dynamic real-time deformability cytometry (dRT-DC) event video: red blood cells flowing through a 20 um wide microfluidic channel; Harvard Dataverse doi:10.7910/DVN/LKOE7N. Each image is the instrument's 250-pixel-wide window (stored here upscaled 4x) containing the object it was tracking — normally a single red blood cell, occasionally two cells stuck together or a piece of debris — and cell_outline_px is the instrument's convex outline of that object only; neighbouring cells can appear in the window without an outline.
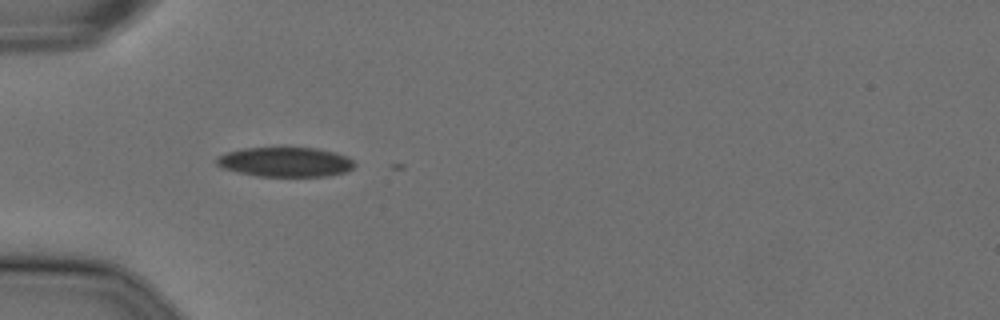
{"species": "Egyptian fruit bat (a non-hibernating species)", "species_latin": "Rousettus aegyptiacus", "temperature_condition": "cold", "stored_images_in_passage": 3, "camera_frame_rate_fps": 3000, "um_per_image_px": 0.085, "animal": {"sex": "female"}, "frame": {"image": 1, "passage_image": 1, "time_ms": 0.0, "image_size_px": [1000, 320], "cell_outline_px": [[356, 164], [352, 168], [344, 172], [328, 176], [256, 176], [236, 172], [220, 168], [216, 164], [216, 156], [228, 152], [244, 148], [316, 148], [332, 152], [344, 156], [352, 160]], "centroid_in_image_um": [24.18, 13.78], "position_along_channel_um": 60.8, "area_um2": 23.7}}